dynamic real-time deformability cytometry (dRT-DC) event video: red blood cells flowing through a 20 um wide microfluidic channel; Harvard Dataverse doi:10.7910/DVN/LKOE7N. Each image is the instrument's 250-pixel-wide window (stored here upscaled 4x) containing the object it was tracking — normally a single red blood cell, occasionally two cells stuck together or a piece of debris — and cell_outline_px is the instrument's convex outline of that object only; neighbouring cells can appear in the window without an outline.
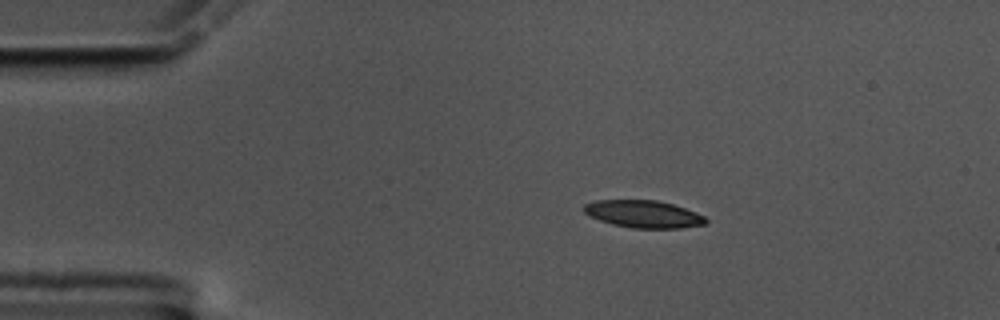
{"species": "common noctule bat (a hibernating species)", "species_latin": "Nyctalus noctula", "temperature_condition": "cold", "stored_images_in_passage": 49, "camera_frame_rate_fps": 3000, "um_per_image_px": 0.085, "animal": {"sex": "male", "body_mass_g": 17.5, "forearm_length_mm": 52.3}, "frame": {"image": 1, "passage_image": 1, "time_ms": 0.0, "image_size_px": [1000, 320], "cell_outline_px": [[708, 220], [704, 224], [680, 228], [632, 228], [612, 224], [588, 216], [584, 212], [584, 204], [596, 200], [656, 200], [672, 204], [696, 212], [704, 216]], "centroid_in_image_um": [54.67, 18.19], "position_along_channel_um": 30.3, "area_um2": 19.36}}
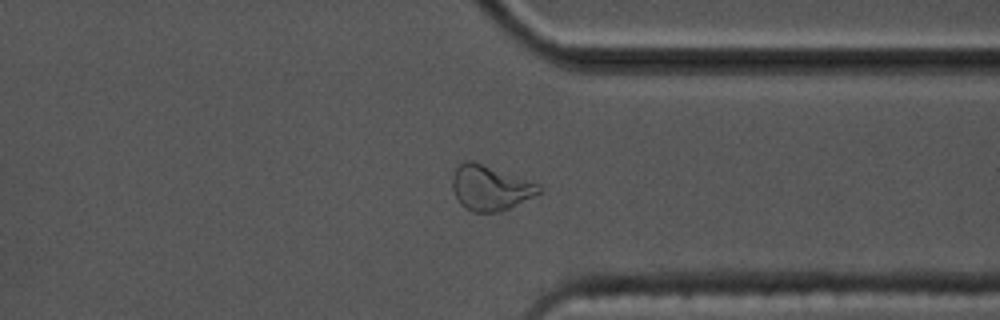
{"frame": {"image": 2, "passage_image": 35, "time_ms": 11.333, "image_size_px": [1000, 320], "cell_outline_px": [[544, 192], [500, 212], [472, 212], [464, 208], [460, 204], [452, 188], [452, 176], [456, 168], [464, 160], [472, 160], [540, 184], [544, 188]], "centroid_in_image_um": [41.69, 15.97], "position_along_channel_um": 369.7, "area_um2": 22.95}}
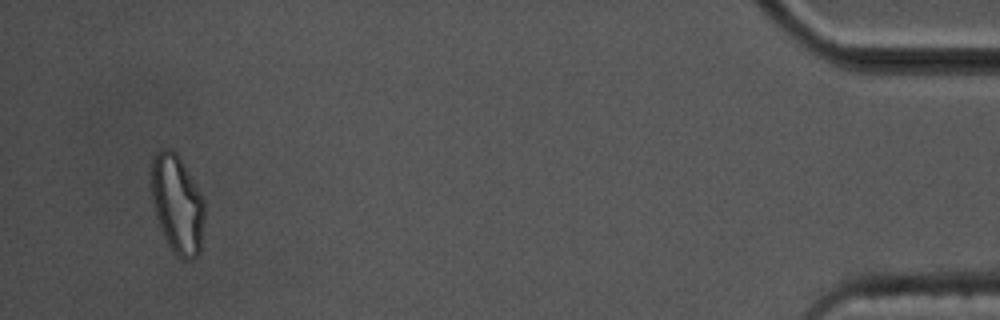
{"frame": {"image": 3, "passage_image": 46, "time_ms": 15.0, "image_size_px": [1000, 320], "cell_outline_px": [[204, 220], [200, 252], [192, 260], [184, 260], [168, 244], [156, 220], [152, 200], [152, 156], [160, 148], [168, 148], [176, 152], [196, 188], [204, 204]], "centroid_in_image_um": [15.04, 17.37], "position_along_channel_um": 420.2, "area_um2": 30.06}, "authors_computed_cell_mechanics": {"area_um2": 20.4612, "velocity_mm_per_s": 3.4482, "shape_relaxation_time_tau1_ms": null, "shape_relaxation_time_tau2_ms": 3.2722, "deformation_change_tau1": null, "deformation_change_tau2": 0.1042}}